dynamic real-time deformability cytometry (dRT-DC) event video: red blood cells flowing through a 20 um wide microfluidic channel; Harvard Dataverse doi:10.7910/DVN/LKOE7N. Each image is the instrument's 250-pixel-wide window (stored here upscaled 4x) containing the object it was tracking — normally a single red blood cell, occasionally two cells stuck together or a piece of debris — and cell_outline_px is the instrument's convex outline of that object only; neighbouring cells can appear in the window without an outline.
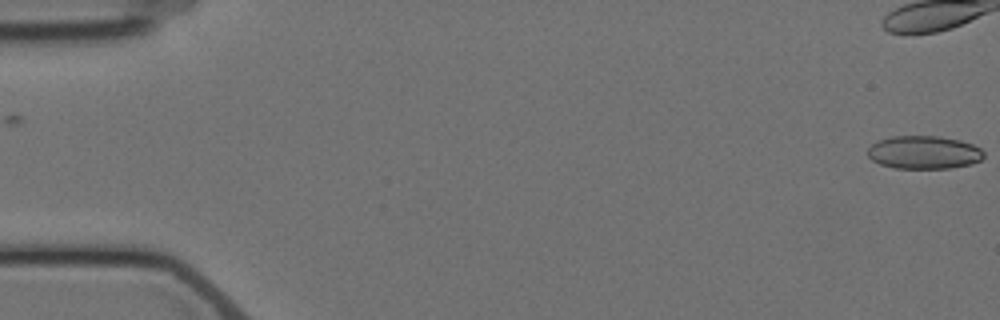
{"species": "Egyptian fruit bat (a non-hibernating species)", "species_latin": "Rousettus aegyptiacus", "temperature_condition": "cold", "stored_images_in_passage": 2, "camera_frame_rate_fps": 3000, "um_per_image_px": 0.085, "animal": {"sex": "female"}, "frame": {"image": 1, "passage_image": 2, "time_ms": 1.333, "image_size_px": [1000, 320], "cell_outline_px": [[984, 156], [980, 160], [972, 164], [948, 168], [896, 168], [880, 164], [872, 160], [868, 156], [868, 148], [876, 140], [892, 136], [940, 136], [960, 140], [972, 144], [980, 148], [984, 152]], "centroid_in_image_um": [78.52, 12.94], "position_along_channel_um": 6.5, "area_um2": 22.48}}